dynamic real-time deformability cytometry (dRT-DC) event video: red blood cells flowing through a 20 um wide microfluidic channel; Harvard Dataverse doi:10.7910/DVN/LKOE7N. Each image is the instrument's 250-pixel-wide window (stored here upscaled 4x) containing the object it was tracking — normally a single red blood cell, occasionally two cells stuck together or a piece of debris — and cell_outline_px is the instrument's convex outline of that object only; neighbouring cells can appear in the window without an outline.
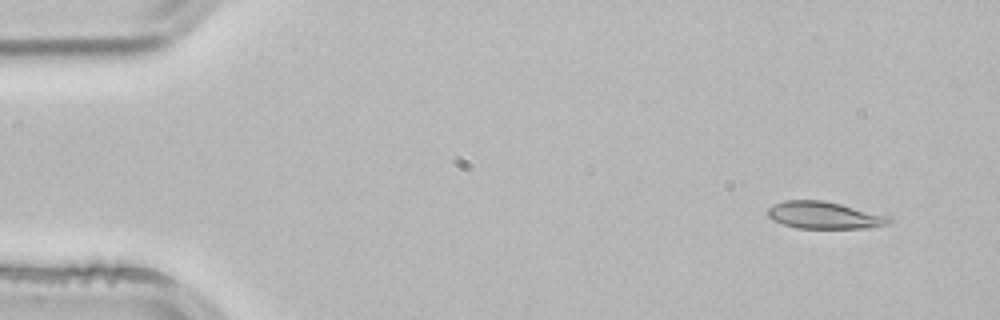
{"species": "common noctule bat (a hibernating species)", "species_latin": "Nyctalus noctula", "temperature_condition": "room temperature", "stored_images_in_passage": 3, "segment_of_instrument_passage": [1, 2], "camera_frame_rate_fps": 3000, "um_per_image_px": 0.085, "animal": {"sex": "male", "body_mass_g": 21.5, "forearm_length_mm": 52.0}, "frame": {"image": 1, "passage_image": 1, "time_ms": 0.0, "image_size_px": [1000, 320], "cell_outline_px": [[892, 224], [868, 228], [796, 228], [772, 220], [768, 216], [768, 208], [784, 200], [824, 200], [892, 216]], "centroid_in_image_um": [70.13, 18.3], "position_along_channel_um": 14.9, "area_um2": 19.36}}